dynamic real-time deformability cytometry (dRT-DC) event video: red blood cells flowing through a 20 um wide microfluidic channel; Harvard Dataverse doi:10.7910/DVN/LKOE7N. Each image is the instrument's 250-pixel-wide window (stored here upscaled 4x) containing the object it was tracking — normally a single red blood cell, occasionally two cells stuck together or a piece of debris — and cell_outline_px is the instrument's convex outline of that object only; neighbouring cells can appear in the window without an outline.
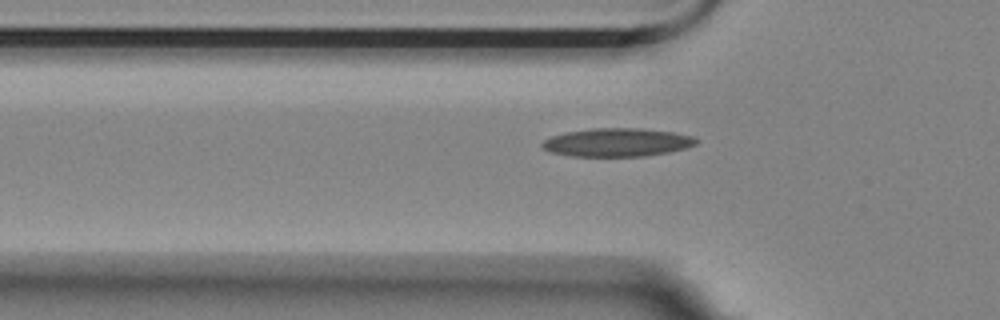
{"species": "Egyptian fruit bat (a non-hibernating species)", "species_latin": "Rousettus aegyptiacus", "temperature_condition": "room temperature", "stored_images_in_passage": 41, "camera_frame_rate_fps": 3000, "um_per_image_px": 0.085, "animal": {"sex": "female"}, "frame": {"image": 1, "passage_image": 10, "time_ms": 3.0, "image_size_px": [1000, 320], "cell_outline_px": [[696, 144], [684, 148], [668, 152], [644, 156], [572, 156], [552, 152], [540, 148], [540, 144], [544, 140], [552, 136], [564, 132], [592, 128], [640, 128], [672, 132], [692, 136], [696, 140]], "centroid_in_image_um": [52.39, 12.1], "position_along_channel_um": 73.4, "area_um2": 25.32}}
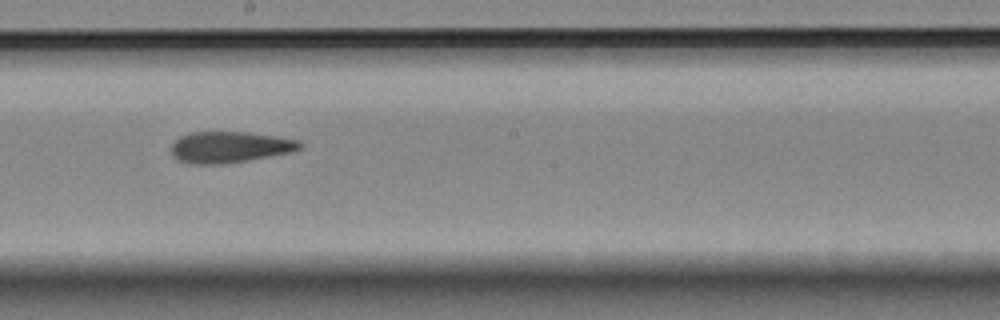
{"frame": {"image": 2, "passage_image": 23, "time_ms": 7.333, "image_size_px": [1000, 320], "cell_outline_px": [[304, 144], [300, 148], [292, 152], [228, 164], [192, 164], [180, 160], [172, 156], [172, 144], [180, 136], [192, 132], [248, 132], [276, 136], [300, 140]], "centroid_in_image_um": [19.56, 12.51], "position_along_channel_um": 228.6, "area_um2": 23.52}}
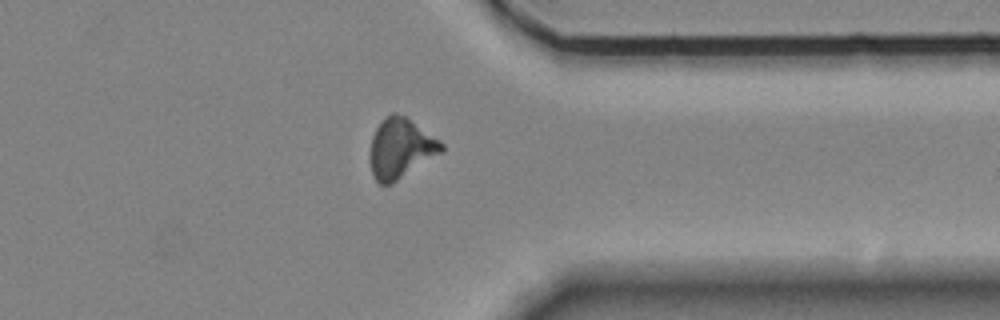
{"frame": {"image": 3, "passage_image": 36, "time_ms": 11.667, "image_size_px": [1000, 320], "cell_outline_px": [[444, 152], [392, 184], [380, 184], [372, 176], [368, 156], [372, 136], [376, 128], [392, 112], [396, 112], [404, 116], [440, 140], [444, 144]], "centroid_in_image_um": [34.05, 12.65], "position_along_channel_um": 377.4, "area_um2": 25.14}, "authors_computed_cell_mechanics": {"area_um2": 23.7558, "velocity_mm_per_s": 3.5591, "shape_relaxation_time_tau1_ms": null, "shape_relaxation_time_tau2_ms": 7.0732, "deformation_change_tau1": null, "deformation_change_tau2": 0.1794}}